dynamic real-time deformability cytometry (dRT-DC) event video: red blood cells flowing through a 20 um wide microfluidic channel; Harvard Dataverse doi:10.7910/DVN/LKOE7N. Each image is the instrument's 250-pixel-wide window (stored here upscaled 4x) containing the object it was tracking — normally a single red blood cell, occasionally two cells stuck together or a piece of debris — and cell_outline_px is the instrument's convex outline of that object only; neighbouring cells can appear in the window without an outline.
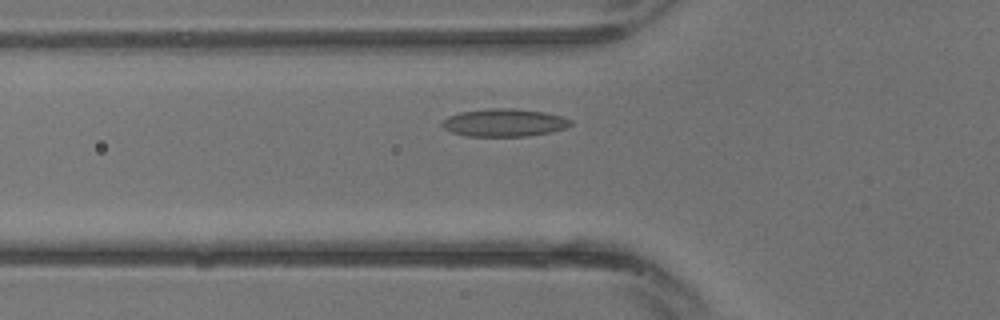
{"species": "common noctule bat (a hibernating species)", "species_latin": "Nyctalus noctula", "temperature_condition": "warm", "stored_images_in_passage": 12, "camera_frame_rate_fps": 3000, "um_per_image_px": 0.085, "animal": {"sex": "male", "body_mass_g": 13.3}, "frame": {"image": 1, "passage_image": 2, "time_ms": 0.333, "image_size_px": [1000, 320], "cell_outline_px": [[572, 124], [564, 128], [552, 132], [528, 136], [468, 136], [452, 132], [444, 128], [440, 124], [440, 120], [448, 116], [460, 112], [492, 108], [512, 108], [544, 112], [560, 116], [572, 120]], "centroid_in_image_um": [42.83, 10.42], "position_along_channel_um": 83.0, "area_um2": 20.81}}
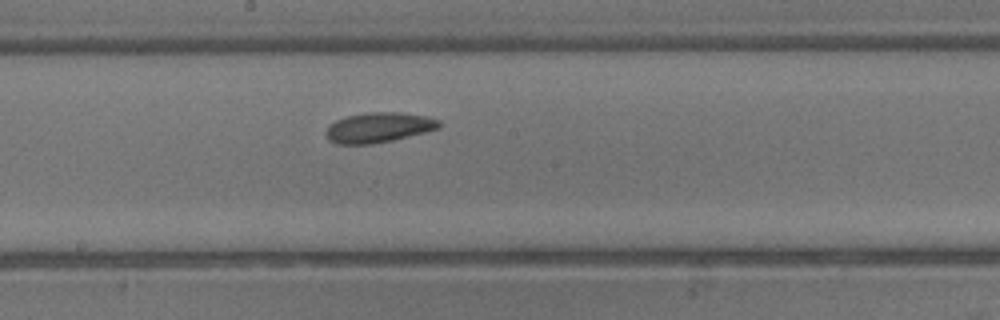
{"frame": {"image": 2, "passage_image": 8, "time_ms": 2.333, "image_size_px": [1000, 320], "cell_outline_px": [[440, 128], [392, 140], [372, 144], [336, 144], [328, 140], [328, 124], [336, 120], [348, 116], [368, 112], [400, 112], [424, 116], [440, 120]], "centroid_in_image_um": [32.18, 10.83], "position_along_channel_um": 216.0, "area_um2": 19.59}}
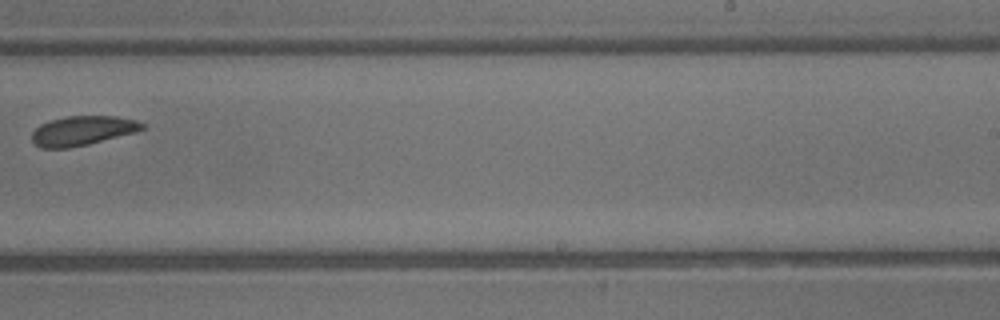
{"frame": {"image": 3, "passage_image": 11, "time_ms": 3.333, "image_size_px": [1000, 320], "cell_outline_px": [[144, 128], [136, 132], [88, 144], [68, 148], [40, 148], [32, 140], [32, 132], [40, 124], [48, 120], [68, 116], [116, 116], [136, 120], [144, 124]], "centroid_in_image_um": [6.99, 11.1], "position_along_channel_um": 282.0, "area_um2": 18.9}}